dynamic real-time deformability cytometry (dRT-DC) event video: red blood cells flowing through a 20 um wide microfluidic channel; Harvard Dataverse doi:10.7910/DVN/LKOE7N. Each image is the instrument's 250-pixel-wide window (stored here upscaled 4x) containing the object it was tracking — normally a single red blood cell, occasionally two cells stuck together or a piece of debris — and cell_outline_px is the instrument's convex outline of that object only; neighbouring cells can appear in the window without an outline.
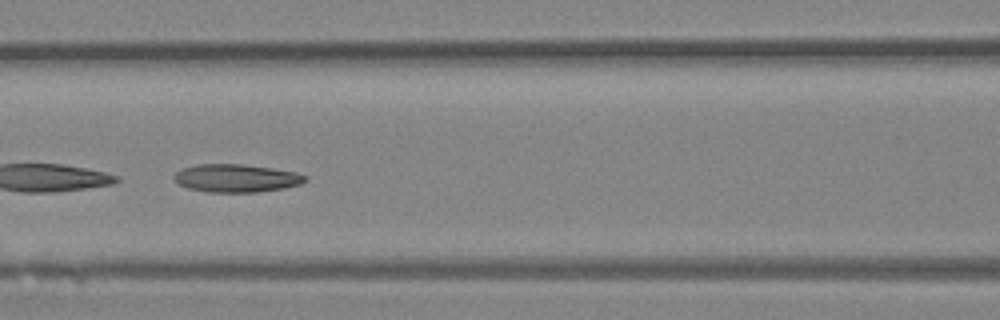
{"species": "Egyptian fruit bat (a non-hibernating species)", "species_latin": "Rousettus aegyptiacus", "temperature_condition": "room temperature", "stored_images_in_passage": 43, "camera_frame_rate_fps": 3000, "um_per_image_px": 0.085, "animal": {"sex": "female"}, "frame": {"image": 1, "passage_image": 19, "time_ms": 6.0, "image_size_px": [1000, 320], "cell_outline_px": [[308, 180], [300, 184], [284, 188], [256, 192], [208, 192], [188, 188], [172, 180], [172, 176], [176, 172], [184, 168], [196, 164], [244, 164], [272, 168], [296, 172], [308, 176]], "centroid_in_image_um": [20.09, 15.14], "position_along_channel_um": 146.5, "area_um2": 21.5}}
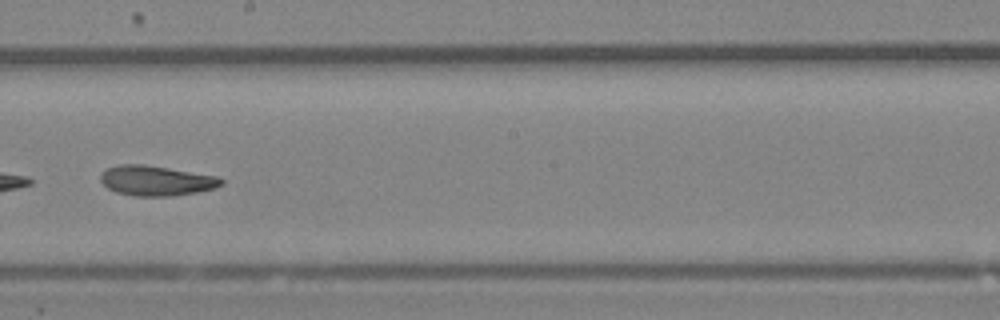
{"frame": {"image": 2, "passage_image": 25, "time_ms": 8.0, "image_size_px": [1000, 320], "cell_outline_px": [[224, 184], [216, 188], [196, 192], [172, 196], [136, 196], [116, 192], [108, 188], [100, 180], [100, 172], [116, 164], [144, 164], [220, 176], [224, 180]], "centroid_in_image_um": [13.3, 15.34], "position_along_channel_um": 234.9, "area_um2": 21.39}}